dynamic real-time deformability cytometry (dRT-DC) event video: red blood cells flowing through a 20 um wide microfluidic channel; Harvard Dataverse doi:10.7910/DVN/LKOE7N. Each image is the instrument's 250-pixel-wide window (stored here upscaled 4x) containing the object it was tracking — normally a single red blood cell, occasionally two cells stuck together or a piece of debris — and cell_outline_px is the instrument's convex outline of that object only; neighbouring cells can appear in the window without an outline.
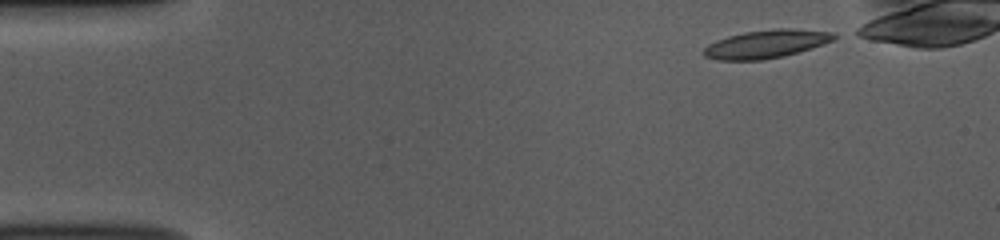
{"species": "common noctule bat (a hibernating species)", "species_latin": "Nyctalus noctula", "temperature_condition": "room temperature", "stored_images_in_passage": 42, "camera_frame_rate_fps": 3000, "um_per_image_px": 0.085, "animal": {"sex": "female", "body_mass_g": 10.0, "forearm_length_mm": 53.1}, "frame": {"image": 1, "passage_image": 1, "time_ms": 0.0, "image_size_px": [1000, 240], "cell_outline_px": [[840, 36], [824, 44], [784, 56], [764, 60], [716, 60], [704, 56], [704, 48], [708, 44], [716, 40], [728, 36], [744, 32], [776, 28], [792, 28], [836, 32]], "centroid_in_image_um": [65.16, 3.73], "position_along_channel_um": 19.8, "area_um2": 21.62}}
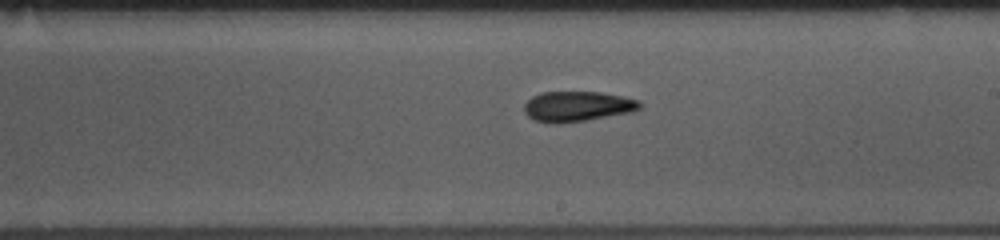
{"frame": {"image": 2, "passage_image": 25, "time_ms": 8.0, "image_size_px": [1000, 240], "cell_outline_px": [[644, 104], [640, 108], [632, 112], [588, 120], [556, 124], [552, 124], [532, 120], [524, 112], [524, 104], [532, 96], [540, 92], [600, 92], [640, 100]], "centroid_in_image_um": [49.06, 9.05], "position_along_channel_um": 239.9, "area_um2": 20.63}}
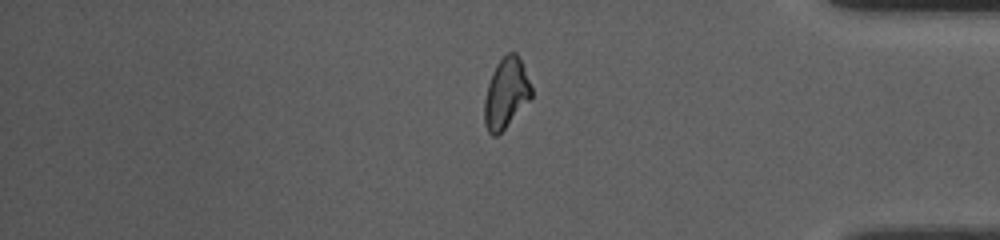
{"frame": {"image": 3, "passage_image": 39, "time_ms": 12.667, "image_size_px": [1000, 240], "cell_outline_px": [[532, 96], [504, 128], [496, 136], [492, 136], [488, 132], [484, 124], [484, 100], [488, 84], [492, 72], [496, 64], [508, 52], [516, 52], [524, 68], [532, 88]], "centroid_in_image_um": [42.99, 7.92], "position_along_channel_um": 392.2, "area_um2": 18.9}, "authors_computed_cell_mechanics": {"area_um2": 20.6346, "velocity_mm_per_s": 3.7877, "shape_relaxation_time_tau1_ms": 8.6764, "shape_relaxation_time_tau2_ms": 5.7685, "deformation_change_tau1": 0.1757, "deformation_change_tau2": 0.1234}}